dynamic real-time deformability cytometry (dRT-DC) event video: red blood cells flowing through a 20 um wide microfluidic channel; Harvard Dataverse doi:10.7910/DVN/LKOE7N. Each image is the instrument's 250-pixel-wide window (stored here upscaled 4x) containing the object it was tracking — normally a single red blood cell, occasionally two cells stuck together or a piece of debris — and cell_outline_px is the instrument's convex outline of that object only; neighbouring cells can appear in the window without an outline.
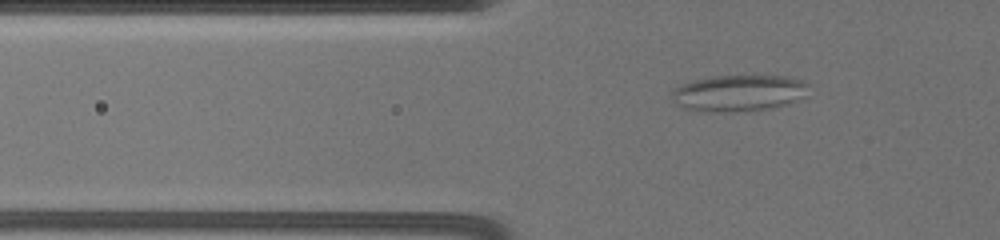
{"species": "common noctule bat (a hibernating species)", "species_latin": "Nyctalus noctula", "temperature_condition": "warm", "stored_images_in_passage": 36, "camera_frame_rate_fps": 3000, "um_per_image_px": 0.085, "animal": {"sex": "female", "body_mass_g": 19.5, "forearm_length_mm": 54.1}, "frame": {"image": 1, "passage_image": 14, "time_ms": 8.333, "image_size_px": [1000, 240], "cell_outline_px": [[808, 84], [800, 96], [784, 104], [772, 108], [732, 112], [708, 112], [684, 108], [676, 104], [672, 96], [672, 92], [676, 88], [692, 80], [712, 76], [784, 76], [804, 80]], "centroid_in_image_um": [62.72, 7.91], "position_along_channel_um": 63.1, "area_um2": 28.5}}
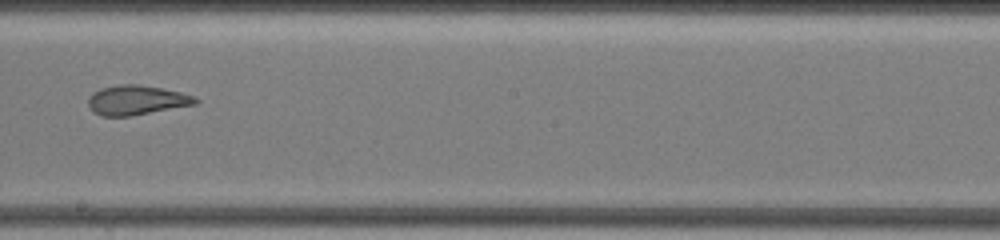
{"frame": {"image": 2, "passage_image": 22, "time_ms": 13.667, "image_size_px": [1000, 240], "cell_outline_px": [[200, 100], [196, 104], [132, 116], [100, 116], [92, 112], [88, 108], [88, 96], [92, 92], [100, 88], [120, 84], [140, 84], [180, 92], [196, 96]], "centroid_in_image_um": [11.57, 8.51], "position_along_channel_um": 236.6, "area_um2": 18.79}}
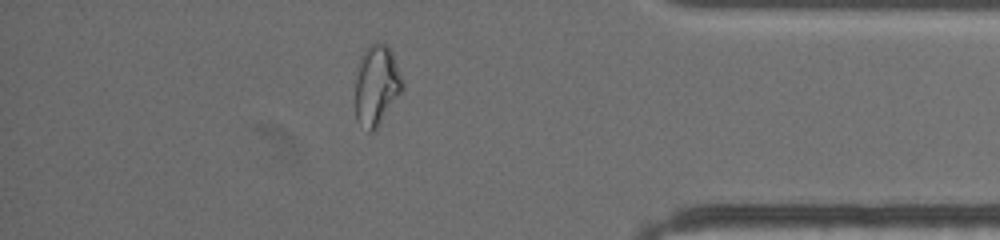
{"frame": {"image": 3, "passage_image": 32, "time_ms": 19.0, "image_size_px": [1000, 240], "cell_outline_px": [[404, 88], [376, 128], [372, 132], [368, 132], [356, 120], [356, 76], [360, 60], [368, 44], [376, 40], [388, 44], [392, 52], [404, 84]], "centroid_in_image_um": [32.01, 7.21], "position_along_channel_um": 403.2, "area_um2": 22.02}, "authors_computed_cell_mechanics": {"area_um2": 24.6806, "velocity_mm_per_s": 3.5165, "shape_relaxation_time_tau1_ms": null, "shape_relaxation_time_tau2_ms": 1.5487, "deformation_change_tau1": null, "deformation_change_tau2": 0.0954}}